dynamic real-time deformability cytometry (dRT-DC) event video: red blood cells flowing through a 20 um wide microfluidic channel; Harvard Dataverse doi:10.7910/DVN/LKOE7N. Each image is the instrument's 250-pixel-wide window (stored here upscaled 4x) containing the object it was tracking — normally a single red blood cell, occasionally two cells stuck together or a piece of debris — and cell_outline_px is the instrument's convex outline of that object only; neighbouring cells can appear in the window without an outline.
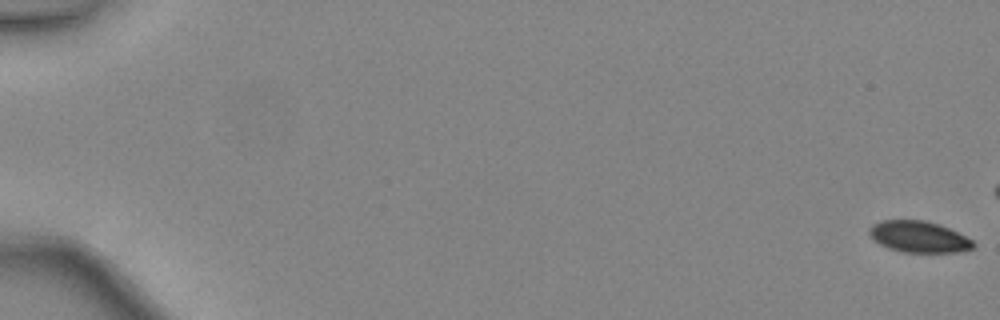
{"species": "common noctule bat (a hibernating species)", "species_latin": "Nyctalus noctula", "temperature_condition": "warm", "stored_images_in_passage": 17, "camera_frame_rate_fps": 3000, "um_per_image_px": 0.085, "animal": {"sex": "female", "body_mass_g": 24.6, "forearm_length_mm": 56.2}, "frame": {"image": 1, "passage_image": 1, "time_ms": 0.0, "image_size_px": [1000, 320], "cell_outline_px": [[976, 244], [972, 248], [960, 252], [904, 252], [888, 248], [880, 244], [868, 232], [868, 228], [872, 224], [880, 220], [924, 220], [940, 224], [972, 240]], "centroid_in_image_um": [78.08, 20.12], "position_along_channel_um": 6.9, "area_um2": 18.9}}